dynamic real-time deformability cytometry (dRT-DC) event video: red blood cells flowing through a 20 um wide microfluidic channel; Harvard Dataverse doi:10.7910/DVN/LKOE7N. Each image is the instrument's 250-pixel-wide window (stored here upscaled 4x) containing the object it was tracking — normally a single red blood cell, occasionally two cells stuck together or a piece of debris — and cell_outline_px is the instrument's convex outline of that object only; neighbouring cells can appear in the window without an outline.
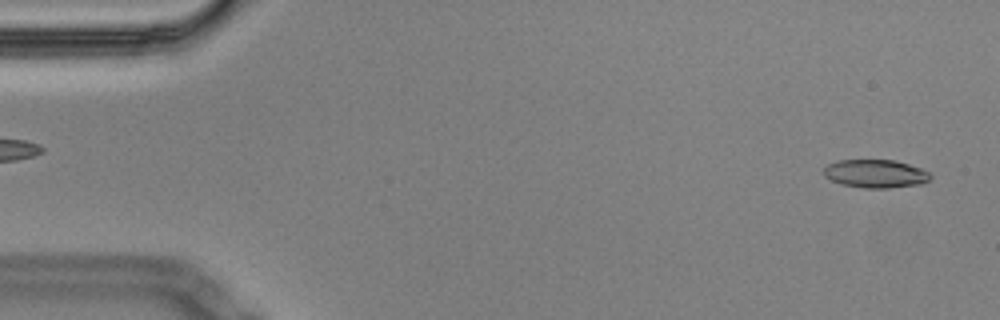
{"species": "Egyptian fruit bat (a non-hibernating species)", "species_latin": "Rousettus aegyptiacus", "temperature_condition": "cold", "stored_images_in_passage": 57, "segment_of_instrument_passage": [1, 2], "camera_frame_rate_fps": 3000, "um_per_image_px": 0.085, "animal": {"sex": "male"}, "frame": {"image": 1, "passage_image": 2, "time_ms": 0.333, "image_size_px": [1000, 320], "cell_outline_px": [[932, 176], [928, 180], [920, 184], [888, 188], [864, 188], [844, 184], [832, 180], [824, 176], [824, 168], [828, 164], [840, 160], [896, 160], [932, 172]], "centroid_in_image_um": [74.45, 14.76], "position_along_channel_um": 10.5, "area_um2": 17.46}}
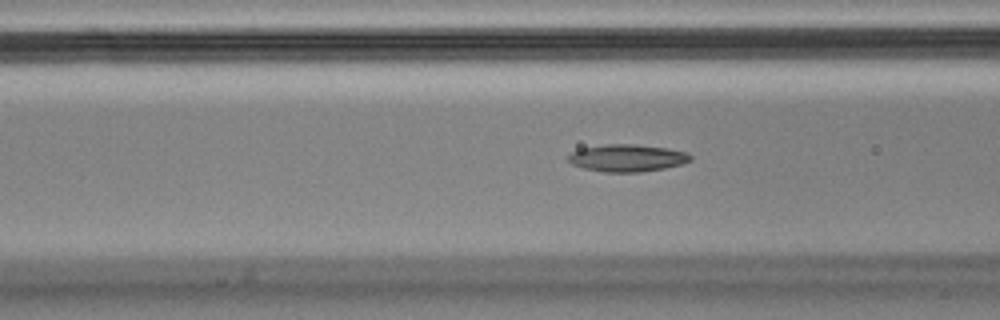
{"frame": {"image": 2, "passage_image": 21, "time_ms": 6.667, "image_size_px": [1000, 320], "cell_outline_px": [[692, 160], [684, 164], [664, 168], [640, 172], [604, 172], [584, 168], [572, 164], [568, 160], [568, 156], [572, 152], [580, 148], [604, 144], [636, 144], [664, 148], [688, 152], [692, 156]], "centroid_in_image_um": [53.33, 13.43], "position_along_channel_um": 113.3, "area_um2": 19.48}}
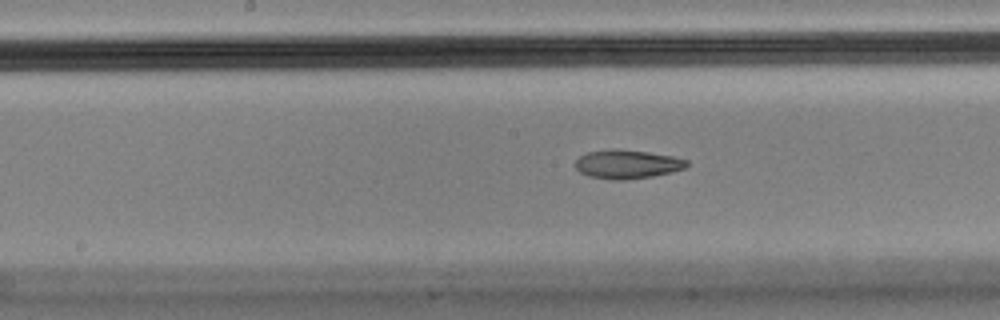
{"frame": {"image": 3, "passage_image": 28, "time_ms": 9.0, "image_size_px": [1000, 320], "cell_outline_px": [[688, 164], [684, 168], [672, 172], [652, 176], [624, 180], [612, 180], [588, 176], [580, 172], [576, 168], [576, 160], [580, 156], [588, 152], [612, 148], [616, 148], [648, 152], [672, 156], [688, 160]], "centroid_in_image_um": [53.3, 13.95], "position_along_channel_um": 194.9, "area_um2": 18.73}}